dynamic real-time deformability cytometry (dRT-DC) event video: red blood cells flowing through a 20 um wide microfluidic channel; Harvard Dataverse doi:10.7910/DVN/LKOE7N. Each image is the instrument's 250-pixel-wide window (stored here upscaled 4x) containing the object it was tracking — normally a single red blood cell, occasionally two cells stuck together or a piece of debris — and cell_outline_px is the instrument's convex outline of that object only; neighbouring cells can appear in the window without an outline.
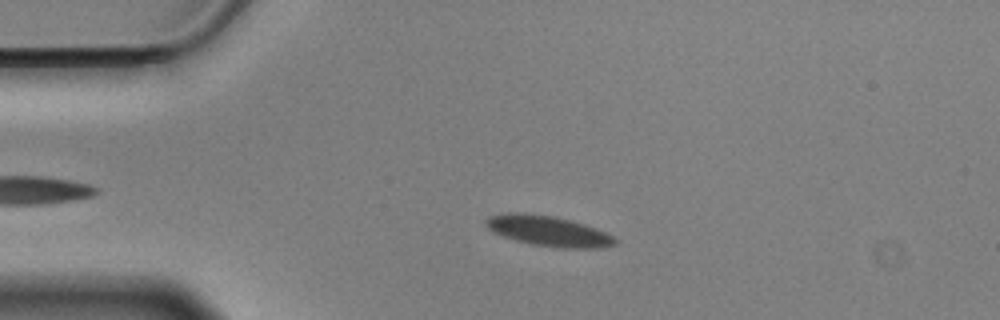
{"species": "Egyptian fruit bat (a non-hibernating species)", "species_latin": "Rousettus aegyptiacus", "temperature_condition": "cold", "stored_images_in_passage": 57, "camera_frame_rate_fps": 3000, "um_per_image_px": 0.085, "animal": {"sex": "male"}, "frame": {"image": 1, "passage_image": 12, "time_ms": 3.667, "image_size_px": [1000, 320], "cell_outline_px": [[616, 244], [600, 248], [556, 248], [532, 244], [516, 240], [492, 232], [484, 224], [484, 220], [492, 216], [504, 212], [516, 212], [552, 216], [572, 220], [596, 228], [612, 236], [616, 240]], "centroid_in_image_um": [46.58, 19.63], "position_along_channel_um": 38.4, "area_um2": 22.77}}
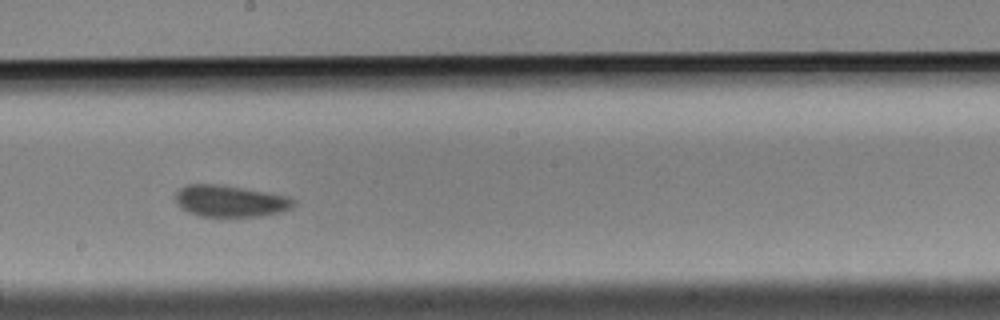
{"frame": {"image": 2, "passage_image": 31, "time_ms": 10.0, "image_size_px": [1000, 320], "cell_outline_px": [[296, 204], [292, 208], [280, 212], [260, 216], [200, 216], [188, 212], [180, 208], [176, 204], [176, 192], [184, 184], [220, 184], [244, 188], [288, 196], [296, 200]], "centroid_in_image_um": [19.56, 17.08], "position_along_channel_um": 228.6, "area_um2": 21.91}}
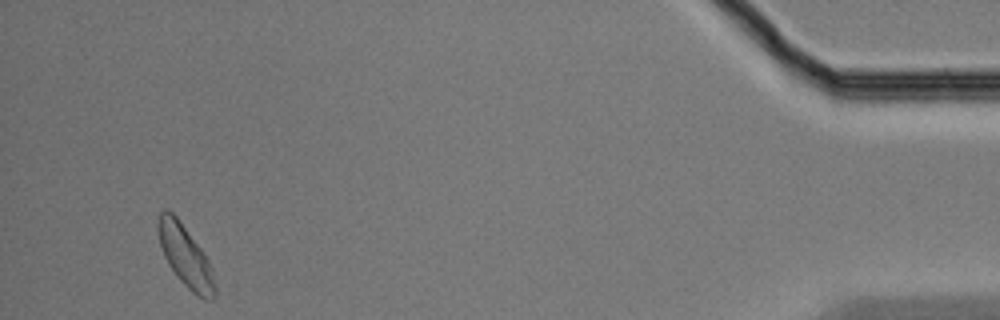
{"frame": {"image": 3, "passage_image": 54, "time_ms": 17.667, "image_size_px": [1000, 320], "cell_outline_px": [[216, 296], [212, 300], [204, 300], [196, 296], [180, 280], [168, 264], [164, 256], [160, 244], [156, 228], [156, 224], [160, 212], [164, 208], [172, 212], [176, 216], [200, 248], [208, 260], [212, 268], [216, 288]], "centroid_in_image_um": [15.76, 21.79], "position_along_channel_um": 419.4, "area_um2": 20.35}, "authors_computed_cell_mechanics": {"area_um2": 21.5594, "velocity_mm_per_s": 3.478, "shape_relaxation_time_tau1_ms": 2.3808, "shape_relaxation_time_tau2_ms": 5.539, "deformation_change_tau1": 0.0536, "deformation_change_tau2": 0.08}}